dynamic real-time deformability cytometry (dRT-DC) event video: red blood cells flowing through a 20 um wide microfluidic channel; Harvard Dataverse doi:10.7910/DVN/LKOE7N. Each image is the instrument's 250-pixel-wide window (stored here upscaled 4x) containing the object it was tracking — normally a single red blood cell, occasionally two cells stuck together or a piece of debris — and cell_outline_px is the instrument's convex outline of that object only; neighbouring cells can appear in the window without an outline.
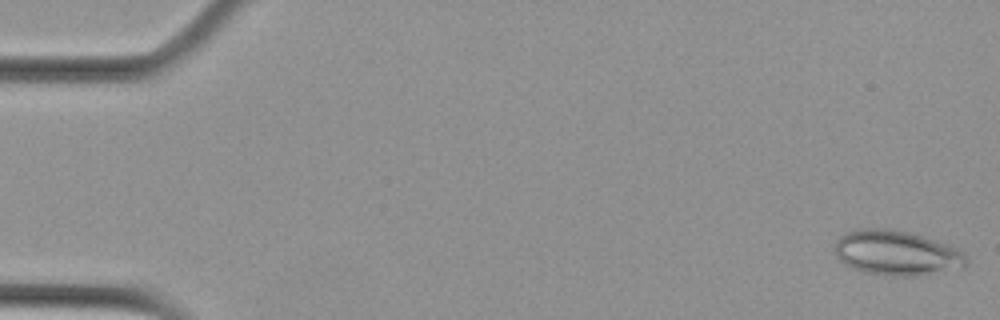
{"species": "Egyptian fruit bat (a non-hibernating species)", "species_latin": "Rousettus aegyptiacus", "temperature_condition": "cold", "stored_images_in_passage": 56, "camera_frame_rate_fps": 3000, "um_per_image_px": 0.085, "animal": {"sex": "female"}, "frame": {"image": 1, "passage_image": 1, "time_ms": 0.0, "image_size_px": [1000, 320], "cell_outline_px": [[964, 268], [916, 276], [892, 276], [864, 272], [852, 268], [844, 264], [836, 256], [836, 240], [840, 236], [848, 232], [860, 228], [884, 228], [904, 232], [920, 236], [948, 244], [964, 252]], "centroid_in_image_um": [76.18, 21.51], "position_along_channel_um": 8.8, "area_um2": 34.04}}
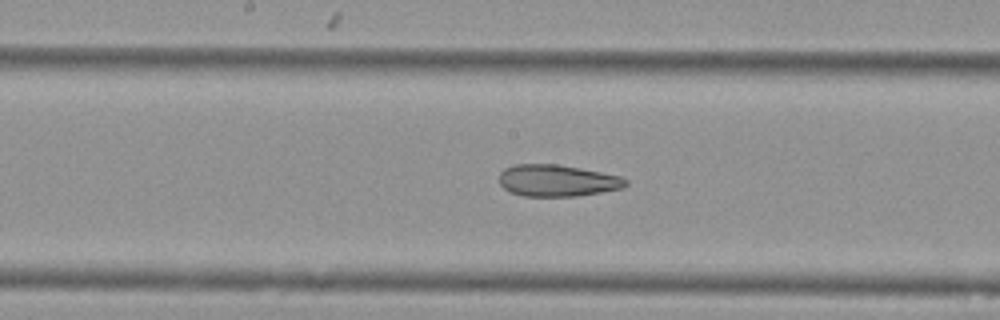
{"frame": {"image": 2, "passage_image": 29, "time_ms": 9.333, "image_size_px": [1000, 320], "cell_outline_px": [[628, 184], [620, 188], [600, 192], [576, 196], [524, 196], [512, 192], [504, 188], [500, 184], [500, 172], [504, 168], [512, 164], [556, 164], [580, 168], [620, 176], [628, 180]], "centroid_in_image_um": [47.34, 15.34], "position_along_channel_um": 200.9, "area_um2": 23.24}}
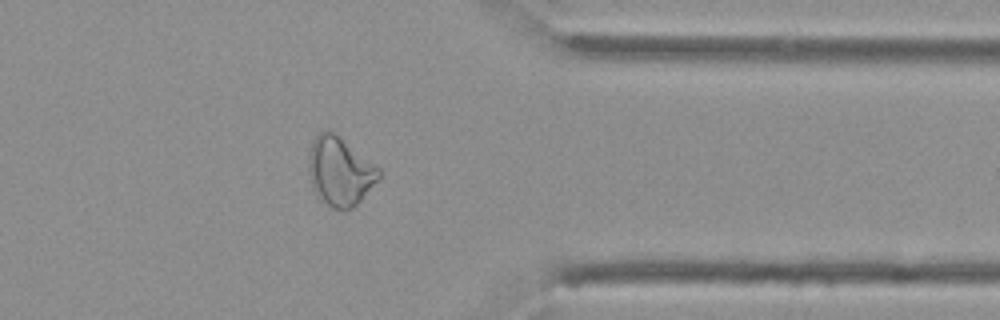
{"frame": {"image": 3, "passage_image": 45, "time_ms": 14.667, "image_size_px": [1000, 320], "cell_outline_px": [[380, 176], [360, 200], [352, 208], [344, 212], [332, 208], [312, 188], [308, 172], [308, 160], [312, 140], [320, 132], [328, 128], [376, 164], [380, 168]], "centroid_in_image_um": [28.88, 14.55], "position_along_channel_um": 382.5, "area_um2": 27.98}, "authors_computed_cell_mechanics": {"area_um2": 29.0156, "velocity_mm_per_s": 3.5961, "shape_relaxation_time_tau1_ms": null, "shape_relaxation_time_tau2_ms": 2.6263, "deformation_change_tau1": null, "deformation_change_tau2": 0.1016}}